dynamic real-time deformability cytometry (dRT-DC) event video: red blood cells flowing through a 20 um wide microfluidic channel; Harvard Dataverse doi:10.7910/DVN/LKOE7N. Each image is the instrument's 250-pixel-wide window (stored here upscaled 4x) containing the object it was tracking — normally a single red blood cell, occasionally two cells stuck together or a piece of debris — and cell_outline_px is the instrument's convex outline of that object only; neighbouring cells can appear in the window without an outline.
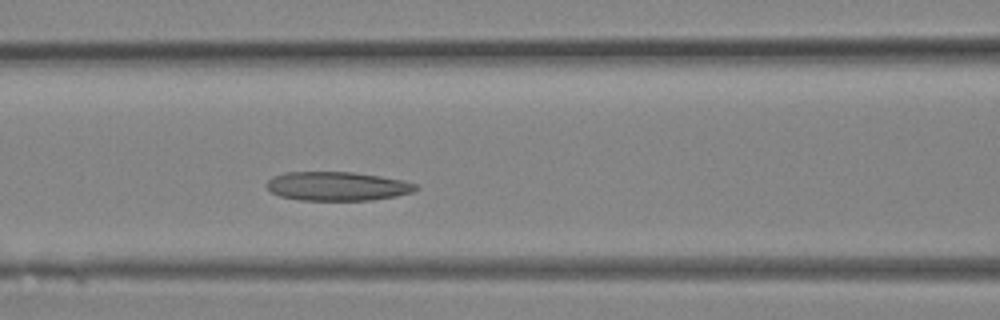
{"species": "Egyptian fruit bat (a non-hibernating species)", "species_latin": "Rousettus aegyptiacus", "temperature_condition": "room temperature", "stored_images_in_passage": 13, "camera_frame_rate_fps": 3000, "um_per_image_px": 0.085, "animal": {"sex": "female"}, "frame": {"image": 1, "passage_image": 10, "time_ms": 3.0, "image_size_px": [1000, 320], "cell_outline_px": [[420, 188], [412, 192], [396, 196], [372, 200], [300, 200], [280, 196], [272, 192], [268, 188], [268, 180], [272, 176], [284, 172], [352, 172], [380, 176], [404, 180], [416, 184]], "centroid_in_image_um": [28.69, 15.82], "position_along_channel_um": 137.9, "area_um2": 25.14}}